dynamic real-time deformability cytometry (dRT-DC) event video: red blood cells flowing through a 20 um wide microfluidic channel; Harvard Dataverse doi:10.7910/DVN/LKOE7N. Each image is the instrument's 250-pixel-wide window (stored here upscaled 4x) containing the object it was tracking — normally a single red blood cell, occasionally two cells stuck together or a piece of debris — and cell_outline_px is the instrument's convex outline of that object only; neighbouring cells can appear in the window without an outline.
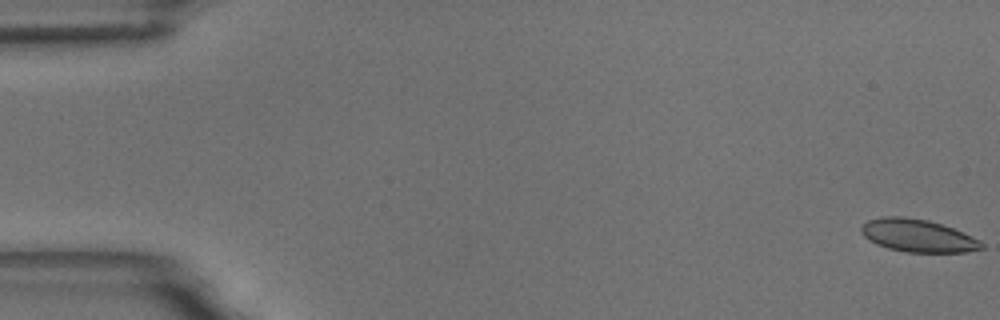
{"species": "common noctule bat (a hibernating species)", "species_latin": "Nyctalus noctula", "temperature_condition": "room temperature", "stored_images_in_passage": 58, "camera_frame_rate_fps": 3000, "um_per_image_px": 0.085, "animal": {"sex": "male", "body_mass_g": 18.8}, "frame": {"image": 1, "passage_image": 1, "time_ms": 0.0, "image_size_px": [1000, 320], "cell_outline_px": [[984, 248], [968, 252], [904, 252], [888, 248], [876, 244], [868, 240], [860, 232], [860, 228], [868, 220], [880, 216], [904, 216], [928, 220], [952, 228], [980, 240], [984, 244]], "centroid_in_image_um": [77.98, 20.03], "position_along_channel_um": 7.0, "area_um2": 23.0}}
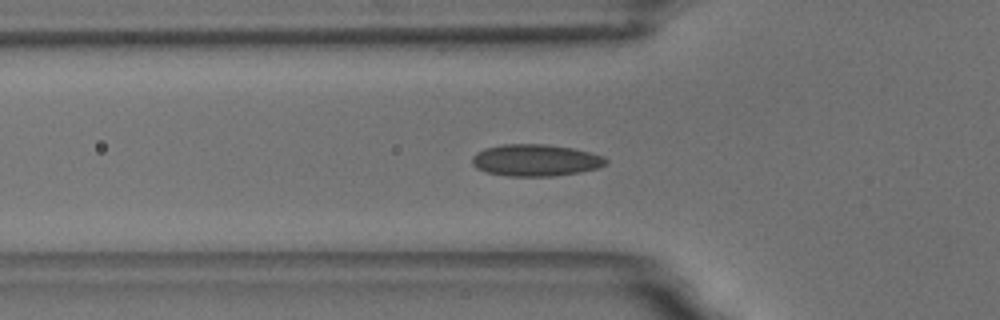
{"frame": {"image": 2, "passage_image": 20, "time_ms": 6.333, "image_size_px": [1000, 320], "cell_outline_px": [[608, 164], [596, 168], [580, 172], [552, 176], [508, 176], [484, 172], [476, 168], [472, 164], [472, 156], [476, 152], [484, 148], [504, 144], [544, 144], [572, 148], [604, 156], [608, 160]], "centroid_in_image_um": [45.49, 13.62], "position_along_channel_um": 80.3, "area_um2": 24.91}}
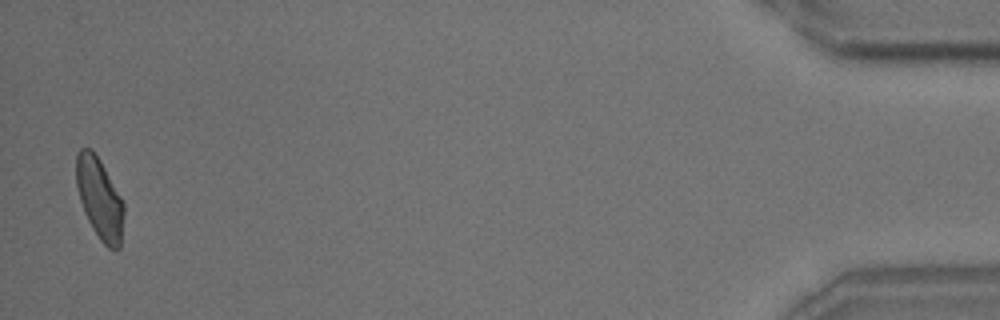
{"frame": {"image": 3, "passage_image": 57, "time_ms": 18.667, "image_size_px": [1000, 320], "cell_outline_px": [[124, 216], [120, 248], [116, 252], [108, 248], [100, 240], [92, 228], [84, 212], [80, 200], [76, 184], [76, 152], [80, 148], [92, 148], [100, 160], [120, 196], [124, 204]], "centroid_in_image_um": [8.46, 16.89], "position_along_channel_um": 426.7, "area_um2": 22.66}, "authors_computed_cell_mechanics": {"area_um2": 23.2067, "velocity_mm_per_s": 3.5264, "shape_relaxation_time_tau1_ms": null, "shape_relaxation_time_tau2_ms": 1.3842, "deformation_change_tau1": null, "deformation_change_tau2": 0.0647}}